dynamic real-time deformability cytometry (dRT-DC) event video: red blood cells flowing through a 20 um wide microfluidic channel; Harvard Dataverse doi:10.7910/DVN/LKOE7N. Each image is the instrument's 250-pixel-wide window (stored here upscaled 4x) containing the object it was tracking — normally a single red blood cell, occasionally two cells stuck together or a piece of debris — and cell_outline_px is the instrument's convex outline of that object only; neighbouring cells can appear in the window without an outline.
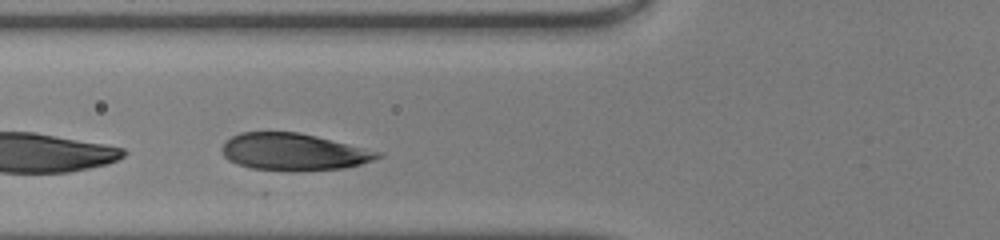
{"species": "human", "species_latin": "Homo sapiens", "temperature_condition": "warm", "stored_images_in_passage": 8, "camera_frame_rate_fps": 3000, "um_per_image_px": 0.085, "donor": {"sex": "male"}, "frame": {"image": 1, "passage_image": 6, "time_ms": 1.667, "image_size_px": [1000, 240], "cell_outline_px": [[384, 156], [360, 164], [344, 168], [296, 172], [252, 168], [228, 160], [224, 156], [220, 148], [232, 136], [240, 132], [300, 132], [380, 152]], "centroid_in_image_um": [24.94, 12.92], "position_along_channel_um": 100.9, "area_um2": 33.52}}